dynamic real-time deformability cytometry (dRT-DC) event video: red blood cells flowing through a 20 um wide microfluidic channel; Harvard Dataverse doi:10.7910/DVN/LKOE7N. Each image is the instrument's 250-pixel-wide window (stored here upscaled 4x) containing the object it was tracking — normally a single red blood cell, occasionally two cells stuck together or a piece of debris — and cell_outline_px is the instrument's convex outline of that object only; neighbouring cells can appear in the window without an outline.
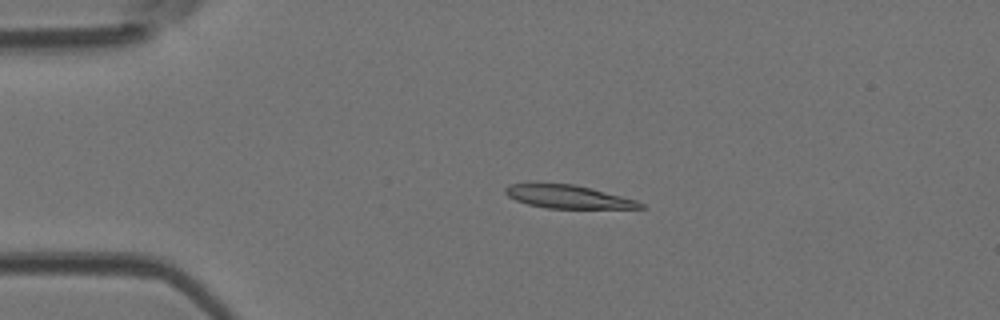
{"species": "Egyptian fruit bat (a non-hibernating species)", "species_latin": "Rousettus aegyptiacus", "temperature_condition": "room temperature", "stored_images_in_passage": 3, "camera_frame_rate_fps": 3000, "um_per_image_px": 0.085, "animal": {"sex": "female"}, "frame": {"image": 1, "passage_image": 3, "time_ms": 0.667, "image_size_px": [1000, 320], "cell_outline_px": [[644, 208], [544, 208], [528, 204], [516, 200], [508, 196], [504, 192], [504, 188], [508, 184], [572, 184], [636, 200], [644, 204]], "centroid_in_image_um": [48.24, 16.73], "position_along_channel_um": 36.8, "area_um2": 17.74}}